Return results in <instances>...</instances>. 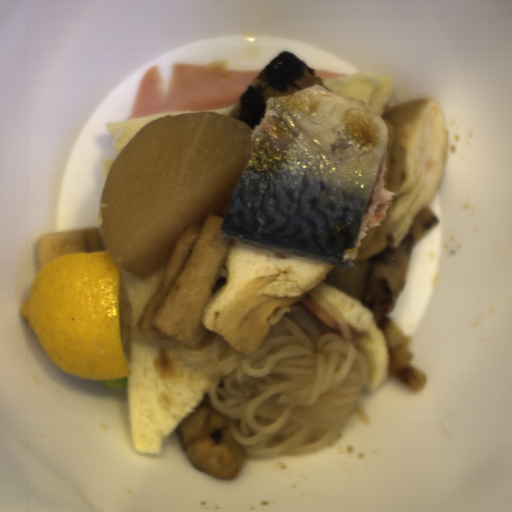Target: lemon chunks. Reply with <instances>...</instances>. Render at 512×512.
I'll use <instances>...</instances> for the list:
<instances>
[{"label":"lemon chunks","mask_w":512,"mask_h":512,"mask_svg":"<svg viewBox=\"0 0 512 512\" xmlns=\"http://www.w3.org/2000/svg\"><path fill=\"white\" fill-rule=\"evenodd\" d=\"M20 310L61 371L92 381L130 378L120 270L106 251L69 252L43 266Z\"/></svg>","instance_id":"e0be4373"}]
</instances>
